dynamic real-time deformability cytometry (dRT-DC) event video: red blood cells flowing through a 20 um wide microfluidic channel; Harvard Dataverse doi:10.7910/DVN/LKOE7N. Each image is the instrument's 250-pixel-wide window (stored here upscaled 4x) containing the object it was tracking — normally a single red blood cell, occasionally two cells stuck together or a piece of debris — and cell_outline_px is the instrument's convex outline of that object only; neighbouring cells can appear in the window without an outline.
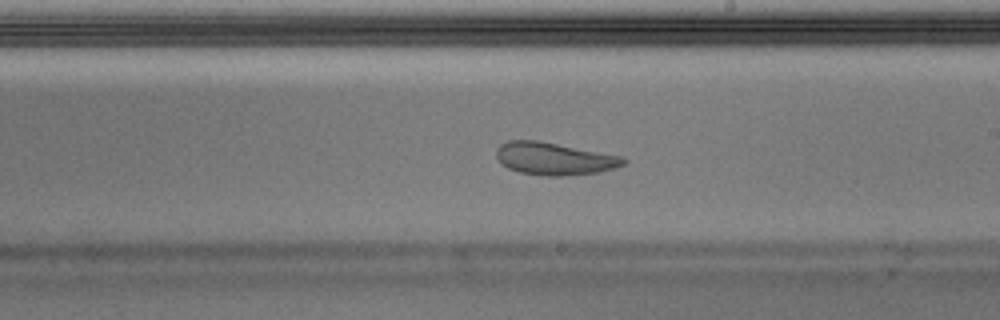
{"species": "Egyptian fruit bat (a non-hibernating species)", "species_latin": "Rousettus aegyptiacus", "temperature_condition": "warm", "stored_images_in_passage": 51, "camera_frame_rate_fps": 3000, "um_per_image_px": 0.085, "animal": {"sex": "male"}, "frame": {"image": 1, "passage_image": 30, "time_ms": 9.667, "image_size_px": [1000, 320], "cell_outline_px": [[628, 160], [624, 164], [600, 172], [560, 176], [548, 176], [520, 172], [508, 168], [500, 164], [496, 156], [496, 148], [500, 144], [508, 140], [536, 140], [620, 156]], "centroid_in_image_um": [47.05, 13.49], "position_along_channel_um": 242.0, "area_um2": 23.81}}
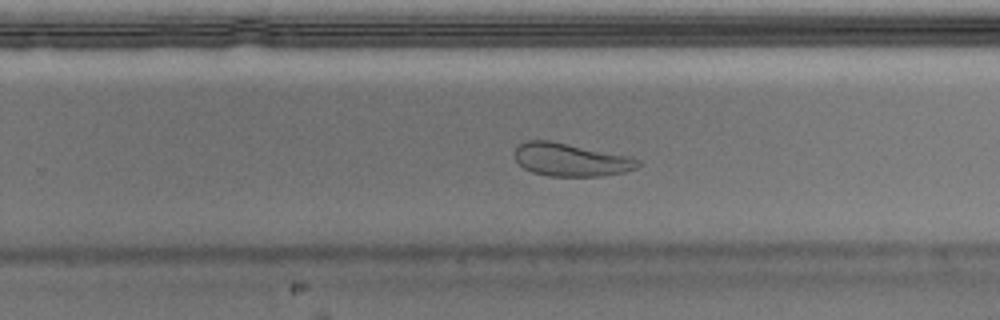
{"frame": {"image": 2, "passage_image": 33, "time_ms": 10.667, "image_size_px": [1000, 320], "cell_outline_px": [[640, 164], [636, 168], [624, 172], [600, 176], [548, 176], [532, 172], [524, 168], [516, 160], [516, 148], [520, 144], [528, 140], [552, 140], [628, 156], [640, 160]], "centroid_in_image_um": [48.52, 13.57], "position_along_channel_um": 281.3, "area_um2": 23.58}}
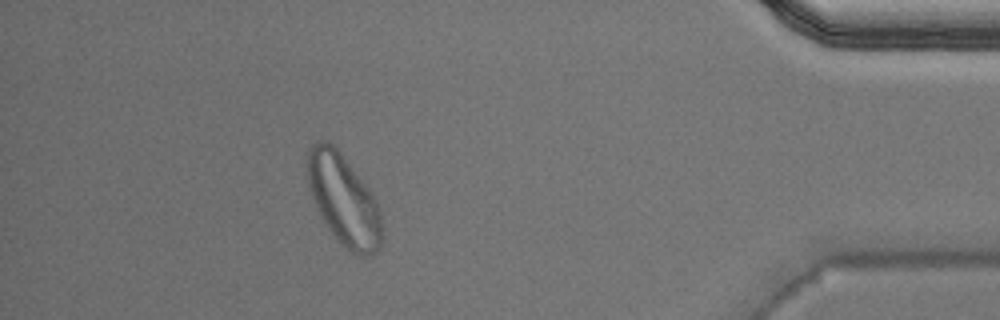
{"frame": {"image": 3, "passage_image": 46, "time_ms": 15.0, "image_size_px": [1000, 320], "cell_outline_px": [[380, 248], [372, 256], [360, 256], [352, 252], [328, 228], [312, 196], [308, 184], [308, 148], [312, 144], [320, 140], [328, 140], [340, 152], [368, 188], [376, 200], [380, 212]], "centroid_in_image_um": [29.21, 16.96], "position_along_channel_um": 406.0, "area_um2": 38.32}, "authors_computed_cell_mechanics": {"area_um2": 27.2238, "velocity_mm_per_s": 3.9559, "shape_relaxation_time_tau1_ms": null, "shape_relaxation_time_tau2_ms": 1.3078, "deformation_change_tau1": null, "deformation_change_tau2": 0.076}}